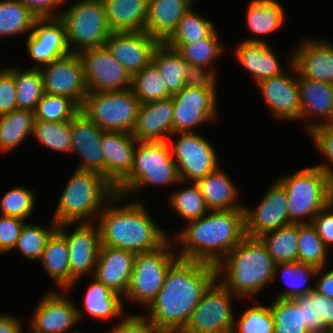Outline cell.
<instances>
[{
	"instance_id": "1",
	"label": "cell",
	"mask_w": 333,
	"mask_h": 333,
	"mask_svg": "<svg viewBox=\"0 0 333 333\" xmlns=\"http://www.w3.org/2000/svg\"><path fill=\"white\" fill-rule=\"evenodd\" d=\"M216 278L215 265L178 258L169 267L162 289L146 307L149 312L144 316L163 333H180Z\"/></svg>"
},
{
	"instance_id": "2",
	"label": "cell",
	"mask_w": 333,
	"mask_h": 333,
	"mask_svg": "<svg viewBox=\"0 0 333 333\" xmlns=\"http://www.w3.org/2000/svg\"><path fill=\"white\" fill-rule=\"evenodd\" d=\"M244 209L210 210L188 222L174 237L181 244L178 257L217 266L244 238Z\"/></svg>"
},
{
	"instance_id": "3",
	"label": "cell",
	"mask_w": 333,
	"mask_h": 333,
	"mask_svg": "<svg viewBox=\"0 0 333 333\" xmlns=\"http://www.w3.org/2000/svg\"><path fill=\"white\" fill-rule=\"evenodd\" d=\"M124 196L116 194L98 216L101 246L124 249L135 254L153 251L170 237L156 225L144 203L132 201L124 206ZM115 204V205H114Z\"/></svg>"
},
{
	"instance_id": "4",
	"label": "cell",
	"mask_w": 333,
	"mask_h": 333,
	"mask_svg": "<svg viewBox=\"0 0 333 333\" xmlns=\"http://www.w3.org/2000/svg\"><path fill=\"white\" fill-rule=\"evenodd\" d=\"M275 265L262 241L246 236L216 266L217 278L237 298H251L273 282Z\"/></svg>"
},
{
	"instance_id": "5",
	"label": "cell",
	"mask_w": 333,
	"mask_h": 333,
	"mask_svg": "<svg viewBox=\"0 0 333 333\" xmlns=\"http://www.w3.org/2000/svg\"><path fill=\"white\" fill-rule=\"evenodd\" d=\"M115 195V188L101 173L75 169L57 201L52 219L58 225L96 222L104 205Z\"/></svg>"
},
{
	"instance_id": "6",
	"label": "cell",
	"mask_w": 333,
	"mask_h": 333,
	"mask_svg": "<svg viewBox=\"0 0 333 333\" xmlns=\"http://www.w3.org/2000/svg\"><path fill=\"white\" fill-rule=\"evenodd\" d=\"M182 183L168 141H137L130 174L115 188V192L126 198L139 194L146 186L165 187Z\"/></svg>"
},
{
	"instance_id": "7",
	"label": "cell",
	"mask_w": 333,
	"mask_h": 333,
	"mask_svg": "<svg viewBox=\"0 0 333 333\" xmlns=\"http://www.w3.org/2000/svg\"><path fill=\"white\" fill-rule=\"evenodd\" d=\"M277 181L287 192L291 223H311L314 216L333 201V179L315 165L280 176Z\"/></svg>"
},
{
	"instance_id": "8",
	"label": "cell",
	"mask_w": 333,
	"mask_h": 333,
	"mask_svg": "<svg viewBox=\"0 0 333 333\" xmlns=\"http://www.w3.org/2000/svg\"><path fill=\"white\" fill-rule=\"evenodd\" d=\"M61 12L60 19L66 27L71 53L105 46L112 31L107 23L103 0H76Z\"/></svg>"
},
{
	"instance_id": "9",
	"label": "cell",
	"mask_w": 333,
	"mask_h": 333,
	"mask_svg": "<svg viewBox=\"0 0 333 333\" xmlns=\"http://www.w3.org/2000/svg\"><path fill=\"white\" fill-rule=\"evenodd\" d=\"M172 240L169 238L153 251L135 255L130 284L123 298L145 308L151 304L163 287L169 267L179 258Z\"/></svg>"
},
{
	"instance_id": "10",
	"label": "cell",
	"mask_w": 333,
	"mask_h": 333,
	"mask_svg": "<svg viewBox=\"0 0 333 333\" xmlns=\"http://www.w3.org/2000/svg\"><path fill=\"white\" fill-rule=\"evenodd\" d=\"M140 105V100L129 88L121 91L88 93L80 111L103 131L131 133Z\"/></svg>"
},
{
	"instance_id": "11",
	"label": "cell",
	"mask_w": 333,
	"mask_h": 333,
	"mask_svg": "<svg viewBox=\"0 0 333 333\" xmlns=\"http://www.w3.org/2000/svg\"><path fill=\"white\" fill-rule=\"evenodd\" d=\"M235 298L237 296L216 278L180 333H231L235 319L231 304Z\"/></svg>"
},
{
	"instance_id": "12",
	"label": "cell",
	"mask_w": 333,
	"mask_h": 333,
	"mask_svg": "<svg viewBox=\"0 0 333 333\" xmlns=\"http://www.w3.org/2000/svg\"><path fill=\"white\" fill-rule=\"evenodd\" d=\"M175 142L168 141L177 165L180 181L197 182L219 167L217 152L212 143L195 132L173 133ZM185 182V183H184Z\"/></svg>"
},
{
	"instance_id": "13",
	"label": "cell",
	"mask_w": 333,
	"mask_h": 333,
	"mask_svg": "<svg viewBox=\"0 0 333 333\" xmlns=\"http://www.w3.org/2000/svg\"><path fill=\"white\" fill-rule=\"evenodd\" d=\"M72 224L77 227L68 233ZM57 230L65 237L70 253V287L63 290L69 293L80 278L93 276L101 246L100 229L97 222H79L59 224Z\"/></svg>"
},
{
	"instance_id": "14",
	"label": "cell",
	"mask_w": 333,
	"mask_h": 333,
	"mask_svg": "<svg viewBox=\"0 0 333 333\" xmlns=\"http://www.w3.org/2000/svg\"><path fill=\"white\" fill-rule=\"evenodd\" d=\"M217 88L184 87L171 97L173 133L195 132L194 128L217 119ZM217 115V116H216Z\"/></svg>"
},
{
	"instance_id": "15",
	"label": "cell",
	"mask_w": 333,
	"mask_h": 333,
	"mask_svg": "<svg viewBox=\"0 0 333 333\" xmlns=\"http://www.w3.org/2000/svg\"><path fill=\"white\" fill-rule=\"evenodd\" d=\"M40 70L45 93L68 97L82 107L88 88L79 53H70L41 67Z\"/></svg>"
},
{
	"instance_id": "16",
	"label": "cell",
	"mask_w": 333,
	"mask_h": 333,
	"mask_svg": "<svg viewBox=\"0 0 333 333\" xmlns=\"http://www.w3.org/2000/svg\"><path fill=\"white\" fill-rule=\"evenodd\" d=\"M83 61L88 93L121 91L131 88V75L111 55L106 46L87 48Z\"/></svg>"
},
{
	"instance_id": "17",
	"label": "cell",
	"mask_w": 333,
	"mask_h": 333,
	"mask_svg": "<svg viewBox=\"0 0 333 333\" xmlns=\"http://www.w3.org/2000/svg\"><path fill=\"white\" fill-rule=\"evenodd\" d=\"M256 207L253 210L244 207L245 232L248 237L258 238L269 231L291 224L287 192L277 180L267 189Z\"/></svg>"
},
{
	"instance_id": "18",
	"label": "cell",
	"mask_w": 333,
	"mask_h": 333,
	"mask_svg": "<svg viewBox=\"0 0 333 333\" xmlns=\"http://www.w3.org/2000/svg\"><path fill=\"white\" fill-rule=\"evenodd\" d=\"M43 296L34 309L28 333H67L81 322L83 309L61 292L53 290Z\"/></svg>"
},
{
	"instance_id": "19",
	"label": "cell",
	"mask_w": 333,
	"mask_h": 333,
	"mask_svg": "<svg viewBox=\"0 0 333 333\" xmlns=\"http://www.w3.org/2000/svg\"><path fill=\"white\" fill-rule=\"evenodd\" d=\"M28 55L41 67L71 53L66 37V27L60 18H37L26 39Z\"/></svg>"
},
{
	"instance_id": "20",
	"label": "cell",
	"mask_w": 333,
	"mask_h": 333,
	"mask_svg": "<svg viewBox=\"0 0 333 333\" xmlns=\"http://www.w3.org/2000/svg\"><path fill=\"white\" fill-rule=\"evenodd\" d=\"M289 64L293 75L282 73L279 76L264 79L257 83V87L264 97L271 110L272 115L278 120L283 121H300L301 104L298 87V73L292 64V56H290Z\"/></svg>"
},
{
	"instance_id": "21",
	"label": "cell",
	"mask_w": 333,
	"mask_h": 333,
	"mask_svg": "<svg viewBox=\"0 0 333 333\" xmlns=\"http://www.w3.org/2000/svg\"><path fill=\"white\" fill-rule=\"evenodd\" d=\"M159 43L146 31L112 32L105 46L132 77L152 62Z\"/></svg>"
},
{
	"instance_id": "22",
	"label": "cell",
	"mask_w": 333,
	"mask_h": 333,
	"mask_svg": "<svg viewBox=\"0 0 333 333\" xmlns=\"http://www.w3.org/2000/svg\"><path fill=\"white\" fill-rule=\"evenodd\" d=\"M103 132L81 111L71 119V152L81 159L77 170L94 171L104 176V155L101 148Z\"/></svg>"
},
{
	"instance_id": "23",
	"label": "cell",
	"mask_w": 333,
	"mask_h": 333,
	"mask_svg": "<svg viewBox=\"0 0 333 333\" xmlns=\"http://www.w3.org/2000/svg\"><path fill=\"white\" fill-rule=\"evenodd\" d=\"M136 138L128 132L104 131L101 148L104 155V177L116 188L133 166Z\"/></svg>"
},
{
	"instance_id": "24",
	"label": "cell",
	"mask_w": 333,
	"mask_h": 333,
	"mask_svg": "<svg viewBox=\"0 0 333 333\" xmlns=\"http://www.w3.org/2000/svg\"><path fill=\"white\" fill-rule=\"evenodd\" d=\"M297 73L312 80L333 83V44L316 38L302 39L292 53Z\"/></svg>"
},
{
	"instance_id": "25",
	"label": "cell",
	"mask_w": 333,
	"mask_h": 333,
	"mask_svg": "<svg viewBox=\"0 0 333 333\" xmlns=\"http://www.w3.org/2000/svg\"><path fill=\"white\" fill-rule=\"evenodd\" d=\"M172 97L141 104L131 134L140 142L169 141L173 134Z\"/></svg>"
},
{
	"instance_id": "26",
	"label": "cell",
	"mask_w": 333,
	"mask_h": 333,
	"mask_svg": "<svg viewBox=\"0 0 333 333\" xmlns=\"http://www.w3.org/2000/svg\"><path fill=\"white\" fill-rule=\"evenodd\" d=\"M135 255L124 249L100 246L92 277L124 297L130 284Z\"/></svg>"
},
{
	"instance_id": "27",
	"label": "cell",
	"mask_w": 333,
	"mask_h": 333,
	"mask_svg": "<svg viewBox=\"0 0 333 333\" xmlns=\"http://www.w3.org/2000/svg\"><path fill=\"white\" fill-rule=\"evenodd\" d=\"M298 87L301 104L300 120H306L307 131L310 132L320 125L333 123V83L304 78L298 74ZM317 117H320L323 122L314 121L313 118Z\"/></svg>"
},
{
	"instance_id": "28",
	"label": "cell",
	"mask_w": 333,
	"mask_h": 333,
	"mask_svg": "<svg viewBox=\"0 0 333 333\" xmlns=\"http://www.w3.org/2000/svg\"><path fill=\"white\" fill-rule=\"evenodd\" d=\"M234 52L238 63L251 74L255 83L284 73L274 50L265 40L247 38L238 44Z\"/></svg>"
},
{
	"instance_id": "29",
	"label": "cell",
	"mask_w": 333,
	"mask_h": 333,
	"mask_svg": "<svg viewBox=\"0 0 333 333\" xmlns=\"http://www.w3.org/2000/svg\"><path fill=\"white\" fill-rule=\"evenodd\" d=\"M197 0H149L145 31L165 42L176 30L182 17L195 6Z\"/></svg>"
},
{
	"instance_id": "30",
	"label": "cell",
	"mask_w": 333,
	"mask_h": 333,
	"mask_svg": "<svg viewBox=\"0 0 333 333\" xmlns=\"http://www.w3.org/2000/svg\"><path fill=\"white\" fill-rule=\"evenodd\" d=\"M149 0H103L112 32L145 31Z\"/></svg>"
},
{
	"instance_id": "31",
	"label": "cell",
	"mask_w": 333,
	"mask_h": 333,
	"mask_svg": "<svg viewBox=\"0 0 333 333\" xmlns=\"http://www.w3.org/2000/svg\"><path fill=\"white\" fill-rule=\"evenodd\" d=\"M196 183L210 210L244 209L237 198L239 190L220 166Z\"/></svg>"
},
{
	"instance_id": "32",
	"label": "cell",
	"mask_w": 333,
	"mask_h": 333,
	"mask_svg": "<svg viewBox=\"0 0 333 333\" xmlns=\"http://www.w3.org/2000/svg\"><path fill=\"white\" fill-rule=\"evenodd\" d=\"M90 282L82 300L85 312L97 321L99 319L110 321L112 318H123L125 310H123L122 296L113 292L94 277Z\"/></svg>"
},
{
	"instance_id": "33",
	"label": "cell",
	"mask_w": 333,
	"mask_h": 333,
	"mask_svg": "<svg viewBox=\"0 0 333 333\" xmlns=\"http://www.w3.org/2000/svg\"><path fill=\"white\" fill-rule=\"evenodd\" d=\"M69 255L65 237L56 230L48 239L39 260L44 266L43 269L48 273L50 280H53L61 291L70 287Z\"/></svg>"
},
{
	"instance_id": "34",
	"label": "cell",
	"mask_w": 333,
	"mask_h": 333,
	"mask_svg": "<svg viewBox=\"0 0 333 333\" xmlns=\"http://www.w3.org/2000/svg\"><path fill=\"white\" fill-rule=\"evenodd\" d=\"M277 0H252L250 1L247 14V29L253 35H269L284 25L285 11Z\"/></svg>"
},
{
	"instance_id": "35",
	"label": "cell",
	"mask_w": 333,
	"mask_h": 333,
	"mask_svg": "<svg viewBox=\"0 0 333 333\" xmlns=\"http://www.w3.org/2000/svg\"><path fill=\"white\" fill-rule=\"evenodd\" d=\"M152 62L158 68L167 90L173 95L186 87L185 75L188 62L174 48L160 42L154 51Z\"/></svg>"
},
{
	"instance_id": "36",
	"label": "cell",
	"mask_w": 333,
	"mask_h": 333,
	"mask_svg": "<svg viewBox=\"0 0 333 333\" xmlns=\"http://www.w3.org/2000/svg\"><path fill=\"white\" fill-rule=\"evenodd\" d=\"M35 117L34 112L15 109L0 116V152H11L26 139L33 135Z\"/></svg>"
},
{
	"instance_id": "37",
	"label": "cell",
	"mask_w": 333,
	"mask_h": 333,
	"mask_svg": "<svg viewBox=\"0 0 333 333\" xmlns=\"http://www.w3.org/2000/svg\"><path fill=\"white\" fill-rule=\"evenodd\" d=\"M277 263L298 262V224L291 223L258 237Z\"/></svg>"
},
{
	"instance_id": "38",
	"label": "cell",
	"mask_w": 333,
	"mask_h": 333,
	"mask_svg": "<svg viewBox=\"0 0 333 333\" xmlns=\"http://www.w3.org/2000/svg\"><path fill=\"white\" fill-rule=\"evenodd\" d=\"M280 271H282L280 278L288 285V288L277 294L274 298L294 299L297 296L314 291L315 286H310L306 282L310 277H316V267L300 262L277 263L275 265L274 277H276Z\"/></svg>"
},
{
	"instance_id": "39",
	"label": "cell",
	"mask_w": 333,
	"mask_h": 333,
	"mask_svg": "<svg viewBox=\"0 0 333 333\" xmlns=\"http://www.w3.org/2000/svg\"><path fill=\"white\" fill-rule=\"evenodd\" d=\"M10 67L6 68L15 78L17 109L34 112L37 103L45 93L41 70L36 68L20 70L16 66Z\"/></svg>"
},
{
	"instance_id": "40",
	"label": "cell",
	"mask_w": 333,
	"mask_h": 333,
	"mask_svg": "<svg viewBox=\"0 0 333 333\" xmlns=\"http://www.w3.org/2000/svg\"><path fill=\"white\" fill-rule=\"evenodd\" d=\"M36 19L31 10L18 0H0V38L30 34Z\"/></svg>"
},
{
	"instance_id": "41",
	"label": "cell",
	"mask_w": 333,
	"mask_h": 333,
	"mask_svg": "<svg viewBox=\"0 0 333 333\" xmlns=\"http://www.w3.org/2000/svg\"><path fill=\"white\" fill-rule=\"evenodd\" d=\"M215 30L214 24L209 19L198 15L191 8L165 43L177 50L183 44L194 43L210 36Z\"/></svg>"
},
{
	"instance_id": "42",
	"label": "cell",
	"mask_w": 333,
	"mask_h": 333,
	"mask_svg": "<svg viewBox=\"0 0 333 333\" xmlns=\"http://www.w3.org/2000/svg\"><path fill=\"white\" fill-rule=\"evenodd\" d=\"M131 90L141 104L166 99L172 96L156 65L151 62L132 76Z\"/></svg>"
},
{
	"instance_id": "43",
	"label": "cell",
	"mask_w": 333,
	"mask_h": 333,
	"mask_svg": "<svg viewBox=\"0 0 333 333\" xmlns=\"http://www.w3.org/2000/svg\"><path fill=\"white\" fill-rule=\"evenodd\" d=\"M190 184L186 188L184 186L172 192L168 197L172 210H175L187 223L199 219L210 211L197 183Z\"/></svg>"
},
{
	"instance_id": "44",
	"label": "cell",
	"mask_w": 333,
	"mask_h": 333,
	"mask_svg": "<svg viewBox=\"0 0 333 333\" xmlns=\"http://www.w3.org/2000/svg\"><path fill=\"white\" fill-rule=\"evenodd\" d=\"M224 50L217 28L210 36L194 43L183 44L177 49L182 58L188 63L208 68L215 74L216 70L212 69L211 65L216 63L214 61L217 58L219 59Z\"/></svg>"
},
{
	"instance_id": "45",
	"label": "cell",
	"mask_w": 333,
	"mask_h": 333,
	"mask_svg": "<svg viewBox=\"0 0 333 333\" xmlns=\"http://www.w3.org/2000/svg\"><path fill=\"white\" fill-rule=\"evenodd\" d=\"M298 262L316 268L327 264L328 248L311 223L298 224Z\"/></svg>"
},
{
	"instance_id": "46",
	"label": "cell",
	"mask_w": 333,
	"mask_h": 333,
	"mask_svg": "<svg viewBox=\"0 0 333 333\" xmlns=\"http://www.w3.org/2000/svg\"><path fill=\"white\" fill-rule=\"evenodd\" d=\"M274 333H310L304 325L303 308L293 299L274 298L269 305Z\"/></svg>"
},
{
	"instance_id": "47",
	"label": "cell",
	"mask_w": 333,
	"mask_h": 333,
	"mask_svg": "<svg viewBox=\"0 0 333 333\" xmlns=\"http://www.w3.org/2000/svg\"><path fill=\"white\" fill-rule=\"evenodd\" d=\"M33 136L48 149L71 153V120L64 122L35 120Z\"/></svg>"
},
{
	"instance_id": "48",
	"label": "cell",
	"mask_w": 333,
	"mask_h": 333,
	"mask_svg": "<svg viewBox=\"0 0 333 333\" xmlns=\"http://www.w3.org/2000/svg\"><path fill=\"white\" fill-rule=\"evenodd\" d=\"M58 224L52 219L48 228L25 223L14 250H19L29 260H40L46 243L57 230Z\"/></svg>"
},
{
	"instance_id": "49",
	"label": "cell",
	"mask_w": 333,
	"mask_h": 333,
	"mask_svg": "<svg viewBox=\"0 0 333 333\" xmlns=\"http://www.w3.org/2000/svg\"><path fill=\"white\" fill-rule=\"evenodd\" d=\"M80 107L70 98L44 93L34 110L35 120L64 122L73 119Z\"/></svg>"
},
{
	"instance_id": "50",
	"label": "cell",
	"mask_w": 333,
	"mask_h": 333,
	"mask_svg": "<svg viewBox=\"0 0 333 333\" xmlns=\"http://www.w3.org/2000/svg\"><path fill=\"white\" fill-rule=\"evenodd\" d=\"M231 333H274V319L270 307L253 305L234 319Z\"/></svg>"
},
{
	"instance_id": "51",
	"label": "cell",
	"mask_w": 333,
	"mask_h": 333,
	"mask_svg": "<svg viewBox=\"0 0 333 333\" xmlns=\"http://www.w3.org/2000/svg\"><path fill=\"white\" fill-rule=\"evenodd\" d=\"M35 196L26 187H14L9 189L0 199L1 215L26 220L35 208Z\"/></svg>"
},
{
	"instance_id": "52",
	"label": "cell",
	"mask_w": 333,
	"mask_h": 333,
	"mask_svg": "<svg viewBox=\"0 0 333 333\" xmlns=\"http://www.w3.org/2000/svg\"><path fill=\"white\" fill-rule=\"evenodd\" d=\"M312 138L317 150L324 155L329 163L315 164L333 179V123L320 125L310 132H307ZM330 164V165H329ZM332 166V167H331Z\"/></svg>"
},
{
	"instance_id": "53",
	"label": "cell",
	"mask_w": 333,
	"mask_h": 333,
	"mask_svg": "<svg viewBox=\"0 0 333 333\" xmlns=\"http://www.w3.org/2000/svg\"><path fill=\"white\" fill-rule=\"evenodd\" d=\"M293 300L303 308L304 325L310 333H328L329 329L318 313L316 291L297 296Z\"/></svg>"
},
{
	"instance_id": "54",
	"label": "cell",
	"mask_w": 333,
	"mask_h": 333,
	"mask_svg": "<svg viewBox=\"0 0 333 333\" xmlns=\"http://www.w3.org/2000/svg\"><path fill=\"white\" fill-rule=\"evenodd\" d=\"M25 220L0 215V253L14 250Z\"/></svg>"
},
{
	"instance_id": "55",
	"label": "cell",
	"mask_w": 333,
	"mask_h": 333,
	"mask_svg": "<svg viewBox=\"0 0 333 333\" xmlns=\"http://www.w3.org/2000/svg\"><path fill=\"white\" fill-rule=\"evenodd\" d=\"M17 109L14 75L0 67V116Z\"/></svg>"
},
{
	"instance_id": "56",
	"label": "cell",
	"mask_w": 333,
	"mask_h": 333,
	"mask_svg": "<svg viewBox=\"0 0 333 333\" xmlns=\"http://www.w3.org/2000/svg\"><path fill=\"white\" fill-rule=\"evenodd\" d=\"M108 333H163L143 315H125Z\"/></svg>"
},
{
	"instance_id": "57",
	"label": "cell",
	"mask_w": 333,
	"mask_h": 333,
	"mask_svg": "<svg viewBox=\"0 0 333 333\" xmlns=\"http://www.w3.org/2000/svg\"><path fill=\"white\" fill-rule=\"evenodd\" d=\"M217 74L203 66L187 64L185 82L187 87L217 88Z\"/></svg>"
},
{
	"instance_id": "58",
	"label": "cell",
	"mask_w": 333,
	"mask_h": 333,
	"mask_svg": "<svg viewBox=\"0 0 333 333\" xmlns=\"http://www.w3.org/2000/svg\"><path fill=\"white\" fill-rule=\"evenodd\" d=\"M333 201L321 209L311 221L327 248L333 247ZM332 210V211H331Z\"/></svg>"
},
{
	"instance_id": "59",
	"label": "cell",
	"mask_w": 333,
	"mask_h": 333,
	"mask_svg": "<svg viewBox=\"0 0 333 333\" xmlns=\"http://www.w3.org/2000/svg\"><path fill=\"white\" fill-rule=\"evenodd\" d=\"M37 18H60L62 12H56L60 6H62L65 0H18ZM56 12V13H54Z\"/></svg>"
},
{
	"instance_id": "60",
	"label": "cell",
	"mask_w": 333,
	"mask_h": 333,
	"mask_svg": "<svg viewBox=\"0 0 333 333\" xmlns=\"http://www.w3.org/2000/svg\"><path fill=\"white\" fill-rule=\"evenodd\" d=\"M324 270H327L326 266L317 268L316 276L319 277V279L316 280L317 282L314 284V291L327 298L333 299V268L323 273Z\"/></svg>"
},
{
	"instance_id": "61",
	"label": "cell",
	"mask_w": 333,
	"mask_h": 333,
	"mask_svg": "<svg viewBox=\"0 0 333 333\" xmlns=\"http://www.w3.org/2000/svg\"><path fill=\"white\" fill-rule=\"evenodd\" d=\"M317 308L325 326L328 329L333 327V299L317 293Z\"/></svg>"
},
{
	"instance_id": "62",
	"label": "cell",
	"mask_w": 333,
	"mask_h": 333,
	"mask_svg": "<svg viewBox=\"0 0 333 333\" xmlns=\"http://www.w3.org/2000/svg\"><path fill=\"white\" fill-rule=\"evenodd\" d=\"M22 321L10 314H0V333H25Z\"/></svg>"
},
{
	"instance_id": "63",
	"label": "cell",
	"mask_w": 333,
	"mask_h": 333,
	"mask_svg": "<svg viewBox=\"0 0 333 333\" xmlns=\"http://www.w3.org/2000/svg\"><path fill=\"white\" fill-rule=\"evenodd\" d=\"M71 333H83V332H82V331H79V330H78V331H77V330H74V331H73V329H72V332H71Z\"/></svg>"
},
{
	"instance_id": "64",
	"label": "cell",
	"mask_w": 333,
	"mask_h": 333,
	"mask_svg": "<svg viewBox=\"0 0 333 333\" xmlns=\"http://www.w3.org/2000/svg\"><path fill=\"white\" fill-rule=\"evenodd\" d=\"M328 333H333V327L329 329Z\"/></svg>"
}]
</instances>
